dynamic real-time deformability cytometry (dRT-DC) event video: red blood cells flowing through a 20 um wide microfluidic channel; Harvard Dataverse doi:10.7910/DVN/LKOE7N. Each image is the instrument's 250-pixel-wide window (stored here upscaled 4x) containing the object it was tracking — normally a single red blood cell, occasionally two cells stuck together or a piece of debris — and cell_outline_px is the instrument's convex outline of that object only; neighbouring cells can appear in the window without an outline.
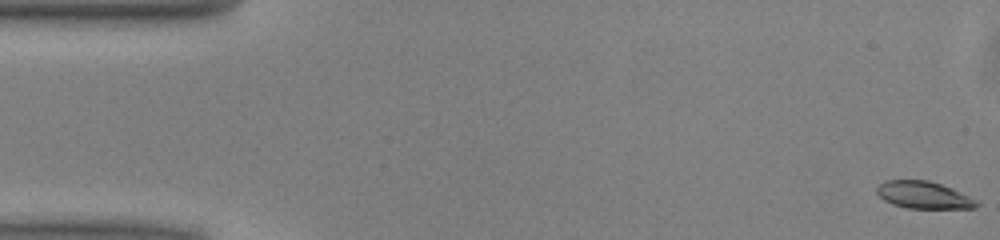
{"species": "common noctule bat (a hibernating species)", "species_latin": "Nyctalus noctula", "temperature_condition": "warm", "stored_images_in_passage": 52, "camera_frame_rate_fps": 3000, "um_per_image_px": 0.085, "animal": {"sex": "male", "body_mass_g": 13.0, "forearm_length_mm": 53.1}, "frame": {"image": 1, "passage_image": 1, "time_ms": 0.0, "image_size_px": [1000, 240], "cell_outline_px": [[980, 204], [976, 208], [908, 208], [892, 204], [884, 200], [876, 192], [876, 188], [884, 180], [928, 180], [952, 188], [976, 200]], "centroid_in_image_um": [78.49, 16.57], "position_along_channel_um": 6.5, "area_um2": 15.72}}
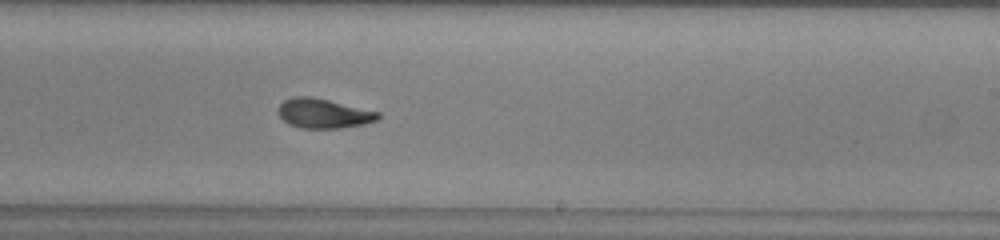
{"frame": {"image": 2, "passage_image": 30, "time_ms": 9.667, "image_size_px": [1000, 240], "cell_outline_px": [[380, 120], [364, 124], [340, 128], [300, 128], [288, 124], [280, 116], [280, 104], [284, 100], [292, 96], [308, 96], [328, 100], [380, 112]], "centroid_in_image_um": [27.53, 9.65], "position_along_channel_um": 261.5, "area_um2": 17.11}}
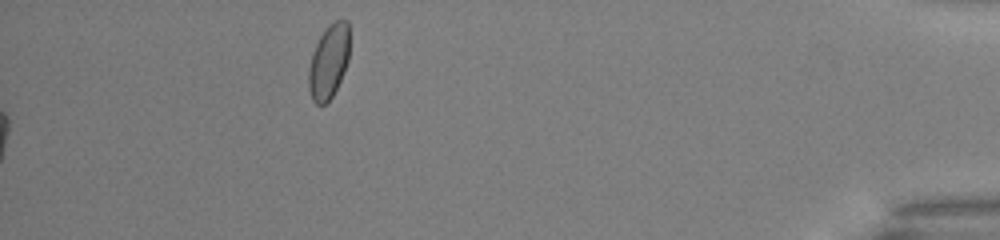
{"frame": {"image": 3, "passage_image": 52, "time_ms": 17.0, "image_size_px": [1000, 240], "cell_outline_px": [[348, 60], [340, 80], [332, 96], [324, 104], [316, 104], [312, 100], [308, 88], [308, 72], [312, 52], [320, 36], [328, 24], [336, 20], [348, 20]], "centroid_in_image_um": [27.92, 5.23], "position_along_channel_um": 407.3, "area_um2": 17.51}, "authors_computed_cell_mechanics": {"area_um2": 17.2533, "velocity_mm_per_s": 4.0376, "shape_relaxation_time_tau1_ms": 5.4597, "shape_relaxation_time_tau2_ms": 2.173, "deformation_change_tau1": 0.1921, "deformation_change_tau2": 0.0868}}